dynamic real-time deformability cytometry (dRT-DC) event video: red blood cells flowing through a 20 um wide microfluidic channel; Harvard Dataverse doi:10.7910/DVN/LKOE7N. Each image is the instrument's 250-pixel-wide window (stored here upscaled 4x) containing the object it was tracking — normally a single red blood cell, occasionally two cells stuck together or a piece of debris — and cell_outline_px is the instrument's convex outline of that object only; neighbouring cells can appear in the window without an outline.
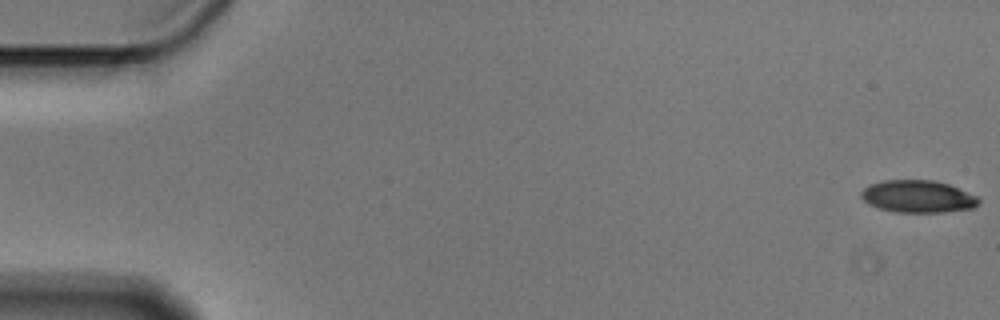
{"species": "Egyptian fruit bat (a non-hibernating species)", "species_latin": "Rousettus aegyptiacus", "temperature_condition": "cold", "stored_images_in_passage": 6, "camera_frame_rate_fps": 3000, "um_per_image_px": 0.085, "animal": {"sex": "male"}, "frame": {"image": 1, "passage_image": 1, "time_ms": 0.0, "image_size_px": [1000, 320], "cell_outline_px": [[980, 200], [972, 208], [944, 212], [896, 212], [880, 208], [868, 204], [860, 196], [860, 192], [868, 184], [884, 180], [932, 180], [948, 184], [976, 196]], "centroid_in_image_um": [77.96, 16.69], "position_along_channel_um": 7.0, "area_um2": 21.96}}
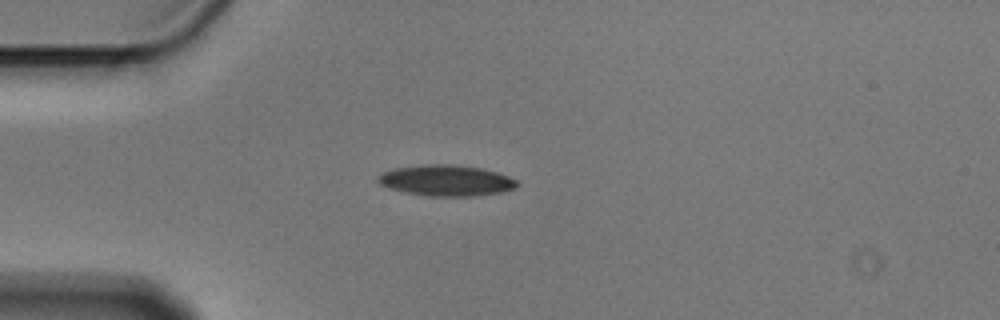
{"frame": {"image": 2, "passage_image": 4, "time_ms": 1.0, "image_size_px": [1000, 320], "cell_outline_px": [[520, 184], [516, 188], [504, 192], [476, 196], [428, 196], [408, 192], [392, 188], [380, 184], [376, 180], [376, 176], [384, 172], [396, 168], [424, 164], [452, 164], [480, 168], [496, 172], [508, 176], [516, 180]], "centroid_in_image_um": [37.97, 15.34], "position_along_channel_um": 47.0, "area_um2": 25.03}}
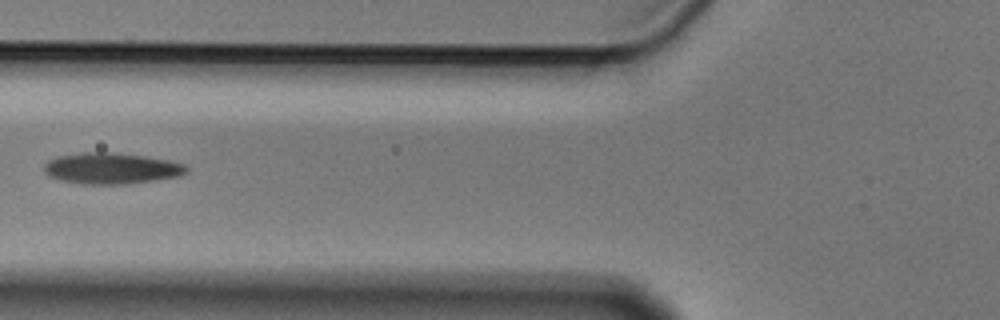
{"frame": {"image": 3, "passage_image": 6, "time_ms": 1.667, "image_size_px": [1000, 320], "cell_outline_px": [[188, 172], [180, 176], [128, 184], [80, 184], [60, 180], [48, 176], [44, 172], [44, 164], [48, 160], [56, 156], [80, 152], [112, 152], [144, 156], [172, 160], [184, 164], [188, 168]], "centroid_in_image_um": [9.45, 14.31], "position_along_channel_um": 116.3, "area_um2": 26.18}}